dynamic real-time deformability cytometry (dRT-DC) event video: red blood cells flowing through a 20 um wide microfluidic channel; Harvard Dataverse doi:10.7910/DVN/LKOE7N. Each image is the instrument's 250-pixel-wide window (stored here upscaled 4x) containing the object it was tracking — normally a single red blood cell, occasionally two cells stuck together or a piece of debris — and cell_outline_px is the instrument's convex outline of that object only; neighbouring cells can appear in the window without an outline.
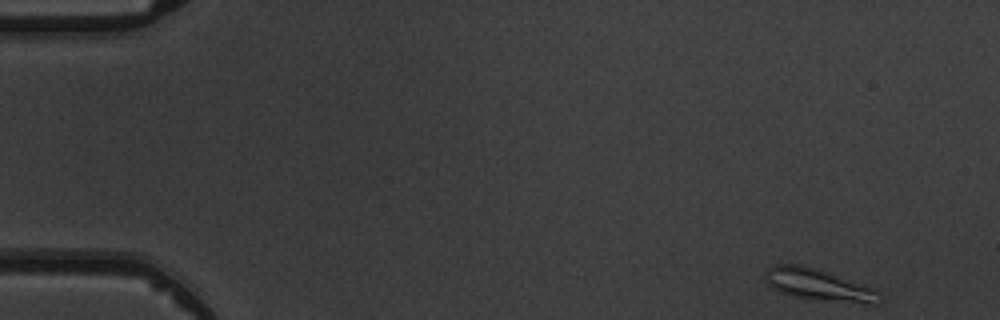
{"species": "common noctule bat (a hibernating species)", "species_latin": "Nyctalus noctula", "temperature_condition": "warm", "stored_images_in_passage": 9, "camera_frame_rate_fps": 3000, "um_per_image_px": 0.085, "animal": {"sex": "male", "body_mass_g": 19.5, "forearm_length_mm": 54.6}, "frame": {"image": 1, "passage_image": 1, "time_ms": 0.0, "image_size_px": [1000, 320], "cell_outline_px": [[884, 300], [880, 304], [864, 304], [824, 300], [796, 296], [780, 292], [772, 288], [764, 280], [764, 272], [768, 268], [776, 264], [800, 264], [876, 288], [880, 292]], "centroid_in_image_um": [69.64, 24.23], "position_along_channel_um": 15.4, "area_um2": 21.15}}
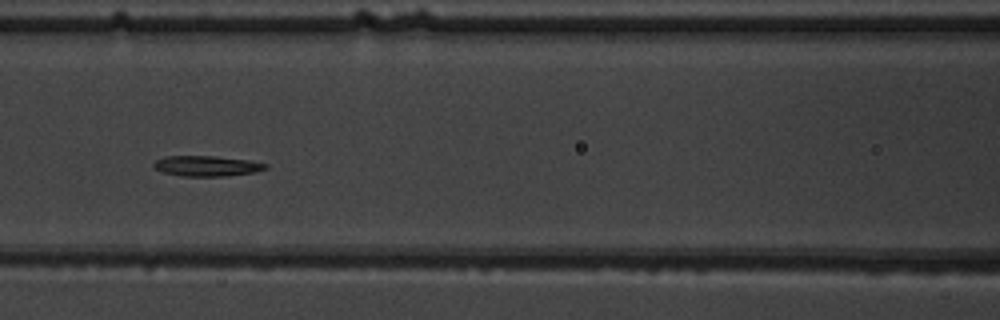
{"frame": {"image": 2, "passage_image": 6, "time_ms": 6.667, "image_size_px": [1000, 320], "cell_outline_px": [[268, 168], [256, 172], [224, 176], [180, 176], [164, 172], [156, 168], [152, 164], [156, 160], [164, 156], [216, 156], [248, 160], [268, 164]], "centroid_in_image_um": [17.59, 14.1], "position_along_channel_um": 149.0, "area_um2": 13.29}}
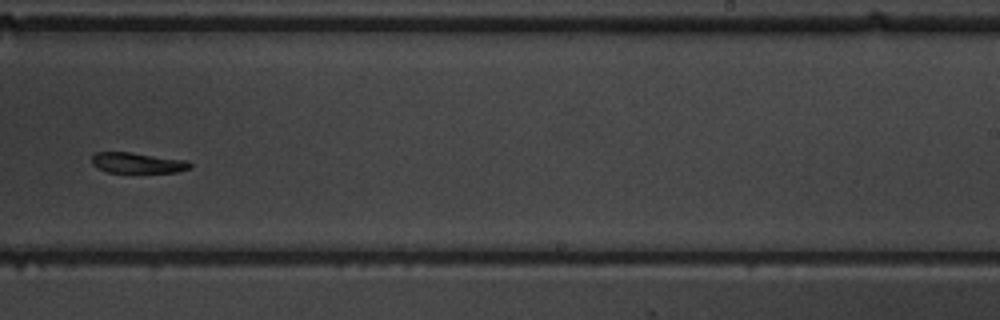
{"frame": {"image": 3, "passage_image": 9, "time_ms": 10.0, "image_size_px": [1000, 320], "cell_outline_px": [[192, 168], [176, 172], [108, 172], [92, 164], [92, 156], [96, 152], [132, 152], [188, 160], [192, 164]], "centroid_in_image_um": [11.75, 13.83], "position_along_channel_um": 277.3, "area_um2": 11.79}}